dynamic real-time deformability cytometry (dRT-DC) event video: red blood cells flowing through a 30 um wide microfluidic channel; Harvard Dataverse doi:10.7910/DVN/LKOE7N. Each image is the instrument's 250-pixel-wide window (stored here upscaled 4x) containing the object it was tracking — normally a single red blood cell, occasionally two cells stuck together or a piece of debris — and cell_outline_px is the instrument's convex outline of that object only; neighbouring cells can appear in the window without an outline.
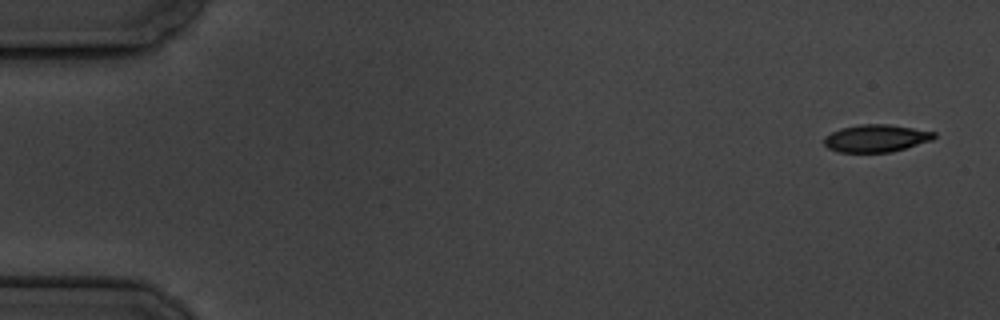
{"species": "common noctule bat (a hibernating species)", "species_latin": "Nyctalus noctula", "temperature_condition": "cold", "stored_images_in_passage": 7, "camera_frame_rate_fps": 3000, "um_per_image_px": 0.085, "animal": {"sex": "male", "body_mass_g": 19.5, "forearm_length_mm": 54.6}, "frame": {"image": 1, "passage_image": 1, "time_ms": 0.0, "image_size_px": [1000, 320], "cell_outline_px": [[936, 136], [932, 140], [892, 152], [836, 152], [828, 148], [824, 144], [824, 136], [840, 128], [860, 124], [888, 124], [936, 132]], "centroid_in_image_um": [74.44, 11.75], "position_along_channel_um": 10.6, "area_um2": 17.63}}
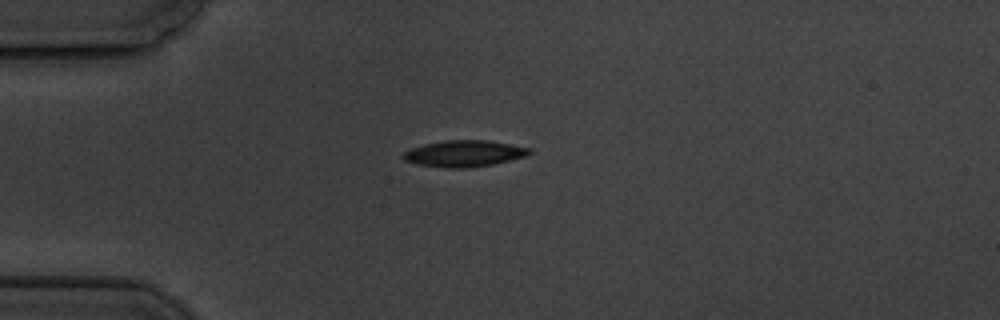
{"frame": {"image": 2, "passage_image": 4, "time_ms": 4.333, "image_size_px": [1000, 320], "cell_outline_px": [[532, 152], [524, 156], [492, 164], [468, 168], [448, 168], [420, 164], [404, 160], [400, 156], [404, 152], [412, 148], [424, 144], [444, 140], [488, 140], [532, 148]], "centroid_in_image_um": [39.44, 13.04], "position_along_channel_um": 45.6, "area_um2": 19.25}}